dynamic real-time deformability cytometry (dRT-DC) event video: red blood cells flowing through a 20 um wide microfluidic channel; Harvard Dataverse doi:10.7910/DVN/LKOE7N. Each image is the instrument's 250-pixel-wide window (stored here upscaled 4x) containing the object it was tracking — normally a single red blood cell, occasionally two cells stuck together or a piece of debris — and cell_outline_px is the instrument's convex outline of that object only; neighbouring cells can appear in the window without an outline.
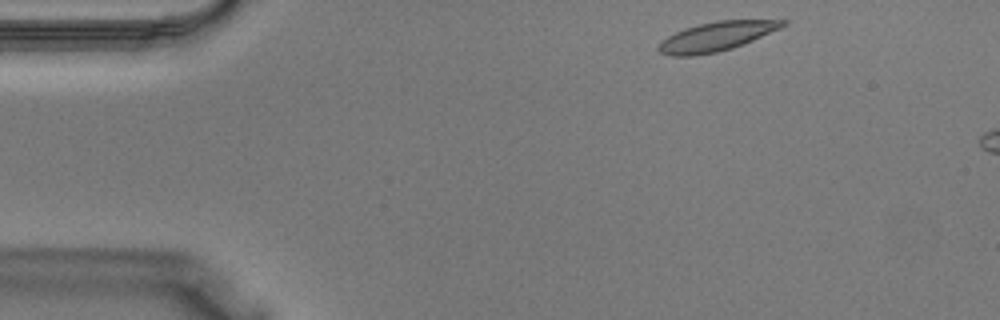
{"species": "Egyptian fruit bat (a non-hibernating species)", "species_latin": "Rousettus aegyptiacus", "temperature_condition": "warm", "stored_images_in_passage": 5, "camera_frame_rate_fps": 3000, "um_per_image_px": 0.085, "animal": {"sex": "male"}, "frame": {"image": 1, "passage_image": 1, "time_ms": 0.0, "image_size_px": [1000, 320], "cell_outline_px": [[788, 24], [780, 28], [744, 44], [732, 48], [716, 52], [692, 56], [668, 56], [660, 52], [656, 48], [668, 36], [684, 28], [700, 24], [720, 20], [788, 20]], "centroid_in_image_um": [60.9, 3.1], "position_along_channel_um": 24.1, "area_um2": 20.92}}